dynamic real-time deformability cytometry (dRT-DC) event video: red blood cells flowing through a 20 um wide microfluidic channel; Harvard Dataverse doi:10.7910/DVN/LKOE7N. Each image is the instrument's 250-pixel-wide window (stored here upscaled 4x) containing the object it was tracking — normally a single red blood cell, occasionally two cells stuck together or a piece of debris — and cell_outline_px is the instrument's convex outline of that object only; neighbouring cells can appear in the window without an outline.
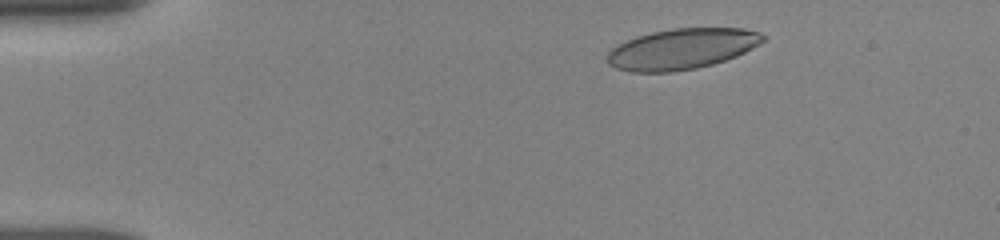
{"species": "human", "species_latin": "Homo sapiens", "temperature_condition": "room temperature", "stored_images_in_passage": 36, "camera_frame_rate_fps": 3000, "um_per_image_px": 0.085, "donor": {"sex": "female"}, "frame": {"image": 1, "passage_image": 3, "time_ms": 1.0, "image_size_px": [1000, 240], "cell_outline_px": [[764, 40], [760, 44], [736, 56], [712, 64], [696, 68], [672, 72], [632, 72], [616, 68], [608, 64], [608, 52], [612, 48], [636, 36], [652, 32], [672, 28], [744, 28], [760, 32], [764, 36]], "centroid_in_image_um": [57.96, 4.15], "position_along_channel_um": 27.0, "area_um2": 36.76}}
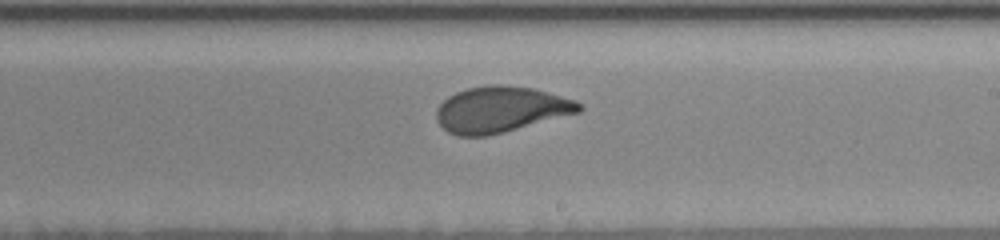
{"frame": {"image": 2, "passage_image": 21, "time_ms": 8.667, "image_size_px": [1000, 240], "cell_outline_px": [[584, 108], [580, 112], [504, 132], [488, 136], [456, 136], [448, 132], [436, 120], [436, 108], [448, 96], [456, 92], [468, 88], [488, 84], [504, 84], [532, 88], [576, 100], [584, 104]], "centroid_in_image_um": [42.56, 9.3], "position_along_channel_um": 246.4, "area_um2": 38.38}}
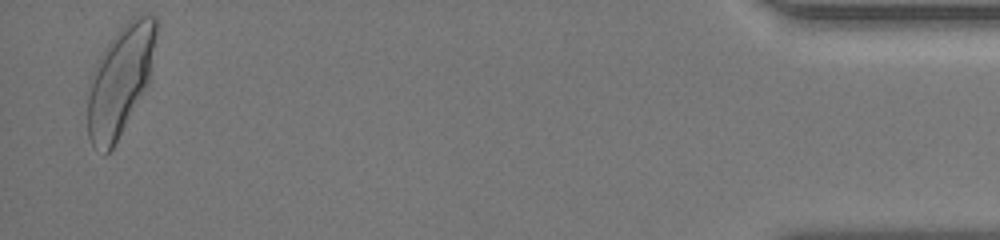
{"frame": {"image": 3, "passage_image": 36, "time_ms": 15.333, "image_size_px": [1000, 240], "cell_outline_px": [[156, 32], [148, 84], [112, 148], [104, 156], [92, 144], [88, 136], [88, 80], [104, 48], [120, 28], [132, 16], [156, 16]], "centroid_in_image_um": [10.18, 6.85], "position_along_channel_um": 425.0, "area_um2": 42.89}, "authors_computed_cell_mechanics": {"area_um2": 38.3792, "velocity_mm_per_s": 3.823, "shape_relaxation_time_tau1_ms": 4.0605, "shape_relaxation_time_tau2_ms": 0.7945, "deformation_change_tau1": 0.1772, "deformation_change_tau2": 0.0706}}